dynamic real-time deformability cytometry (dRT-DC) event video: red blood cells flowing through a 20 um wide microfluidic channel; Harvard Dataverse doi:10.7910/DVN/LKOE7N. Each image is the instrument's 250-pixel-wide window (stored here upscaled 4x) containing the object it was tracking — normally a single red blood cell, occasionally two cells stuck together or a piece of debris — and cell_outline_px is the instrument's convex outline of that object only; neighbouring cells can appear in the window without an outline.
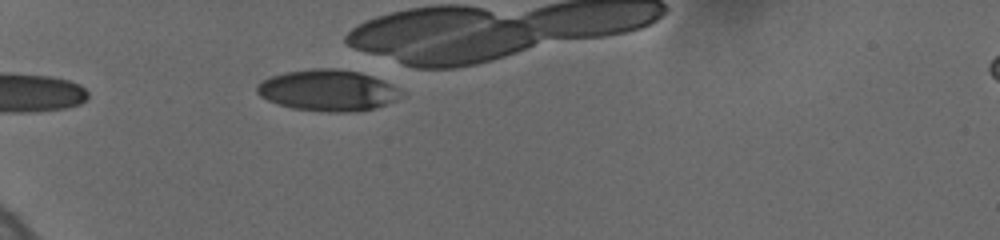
{"species": "human", "species_latin": "Homo sapiens", "temperature_condition": "cold", "stored_images_in_passage": 33, "camera_frame_rate_fps": 3000, "um_per_image_px": 0.085, "donor": {"sex": "female"}, "frame": {"image": 1, "passage_image": 1, "time_ms": 0.0, "image_size_px": [1000, 240], "cell_outline_px": [[404, 96], [396, 100], [376, 108], [360, 112], [328, 112], [292, 108], [268, 100], [260, 96], [256, 92], [256, 84], [260, 80], [284, 72], [312, 68], [336, 68], [360, 72], [372, 76], [404, 92]], "centroid_in_image_um": [27.85, 7.68], "position_along_channel_um": 57.1, "area_um2": 34.85}}
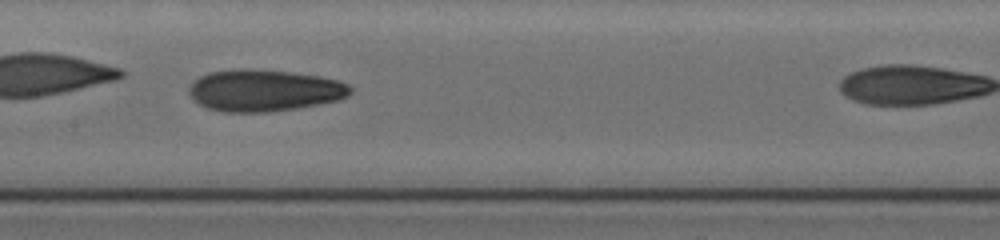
{"frame": {"image": 2, "passage_image": 8, "time_ms": 2.667, "image_size_px": [1000, 240], "cell_outline_px": [[352, 92], [348, 96], [340, 100], [320, 104], [296, 108], [268, 112], [224, 112], [208, 108], [200, 104], [188, 92], [188, 88], [192, 80], [208, 72], [236, 68], [252, 68], [292, 72], [320, 76], [340, 80], [348, 84], [352, 88]], "centroid_in_image_um": [22.47, 7.67], "position_along_channel_um": 184.9, "area_um2": 39.77}}